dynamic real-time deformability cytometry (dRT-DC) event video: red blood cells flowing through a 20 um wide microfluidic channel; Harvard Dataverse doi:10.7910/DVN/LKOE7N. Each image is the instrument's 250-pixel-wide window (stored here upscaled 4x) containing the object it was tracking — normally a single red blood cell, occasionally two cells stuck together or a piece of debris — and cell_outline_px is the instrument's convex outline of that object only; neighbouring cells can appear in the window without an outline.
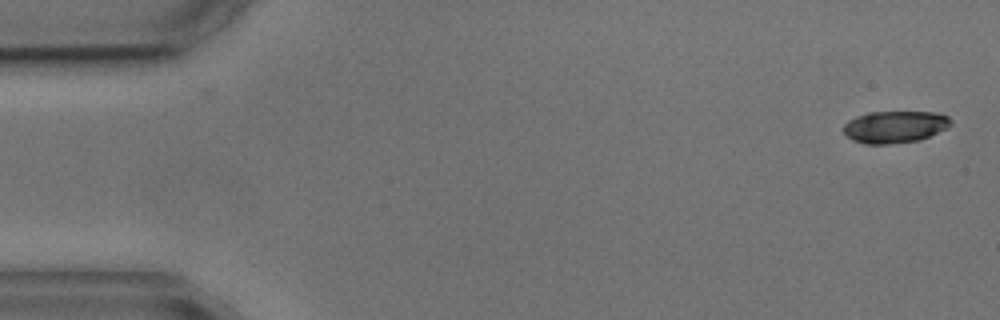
{"species": "common noctule bat (a hibernating species)", "species_latin": "Nyctalus noctula", "temperature_condition": "cold", "stored_images_in_passage": 4, "camera_frame_rate_fps": 3000, "um_per_image_px": 0.085, "animal": {"sex": "male", "body_mass_g": 17.9, "forearm_length_mm": 54.2}, "frame": {"image": 1, "passage_image": 1, "time_ms": 0.0, "image_size_px": [1000, 320], "cell_outline_px": [[952, 124], [948, 128], [920, 140], [888, 144], [864, 144], [852, 140], [844, 132], [844, 124], [848, 120], [856, 116], [868, 112], [936, 112], [948, 116], [952, 120]], "centroid_in_image_um": [76.08, 10.78], "position_along_channel_um": 8.9, "area_um2": 20.17}}
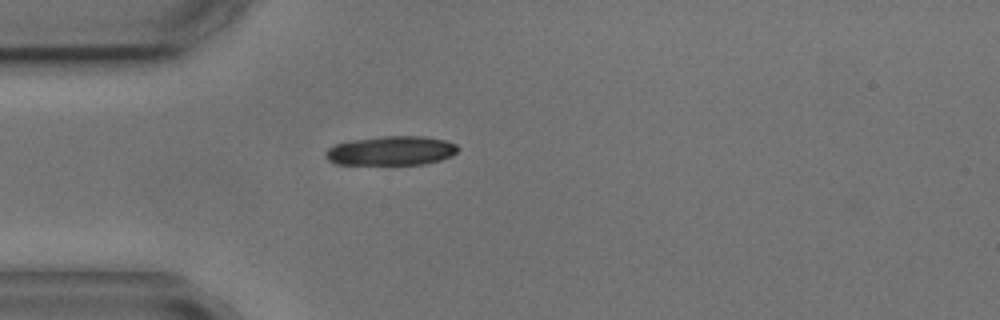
{"frame": {"image": 2, "passage_image": 4, "time_ms": 4.333, "image_size_px": [1000, 320], "cell_outline_px": [[460, 148], [452, 156], [440, 160], [424, 164], [336, 164], [328, 160], [324, 156], [324, 152], [328, 148], [336, 144], [352, 140], [384, 136], [424, 136], [444, 140], [456, 144]], "centroid_in_image_um": [33.25, 12.81], "position_along_channel_um": 51.7, "area_um2": 22.54}}